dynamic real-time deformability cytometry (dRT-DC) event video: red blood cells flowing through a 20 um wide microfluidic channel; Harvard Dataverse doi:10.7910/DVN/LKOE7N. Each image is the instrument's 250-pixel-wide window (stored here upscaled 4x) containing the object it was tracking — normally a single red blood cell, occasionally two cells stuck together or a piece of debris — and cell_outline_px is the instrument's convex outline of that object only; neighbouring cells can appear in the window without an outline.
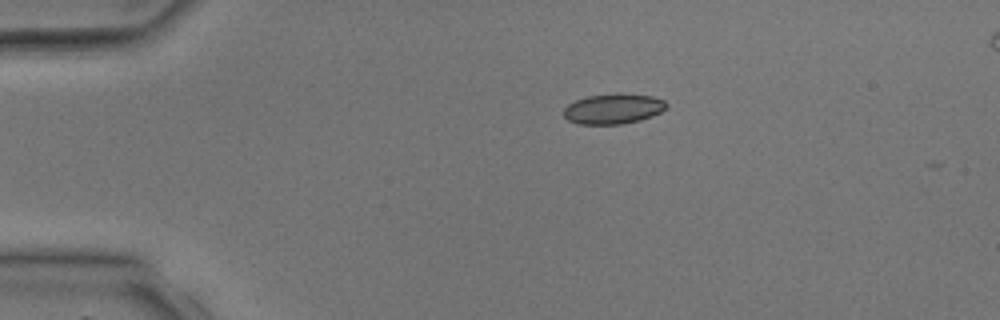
{"species": "common noctule bat (a hibernating species)", "species_latin": "Nyctalus noctula", "temperature_condition": "room temperature", "stored_images_in_passage": 3, "camera_frame_rate_fps": 3000, "um_per_image_px": 0.085, "animal": {"sex": "male", "body_mass_g": 17.9, "forearm_length_mm": 54.2}, "frame": {"image": 1, "passage_image": 1, "time_ms": 0.0, "image_size_px": [1000, 320], "cell_outline_px": [[668, 104], [660, 112], [652, 116], [640, 120], [620, 124], [576, 124], [568, 120], [564, 116], [564, 108], [568, 104], [576, 100], [588, 96], [616, 92], [620, 92], [652, 96], [664, 100]], "centroid_in_image_um": [52.12, 9.23], "position_along_channel_um": 32.9, "area_um2": 18.26}}